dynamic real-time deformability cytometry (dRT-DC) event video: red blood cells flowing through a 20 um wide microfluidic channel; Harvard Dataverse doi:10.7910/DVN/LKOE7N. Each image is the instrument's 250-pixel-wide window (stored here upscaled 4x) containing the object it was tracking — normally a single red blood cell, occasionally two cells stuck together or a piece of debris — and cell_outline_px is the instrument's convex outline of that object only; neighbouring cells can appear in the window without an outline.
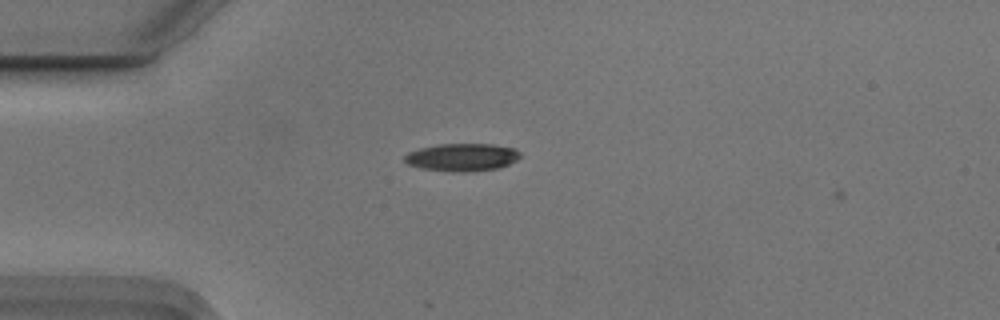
{"species": "Egyptian fruit bat (a non-hibernating species)", "species_latin": "Rousettus aegyptiacus", "temperature_condition": "cold", "stored_images_in_passage": 6, "camera_frame_rate_fps": 3000, "um_per_image_px": 0.085, "animal": {"sex": "male"}, "frame": {"image": 1, "passage_image": 5, "time_ms": 1.333, "image_size_px": [1000, 320], "cell_outline_px": [[520, 156], [516, 160], [500, 168], [468, 172], [452, 172], [420, 168], [408, 164], [404, 160], [404, 156], [408, 152], [420, 148], [436, 144], [492, 144], [516, 148], [520, 152]], "centroid_in_image_um": [39.28, 13.37], "position_along_channel_um": 45.7, "area_um2": 18.84}}